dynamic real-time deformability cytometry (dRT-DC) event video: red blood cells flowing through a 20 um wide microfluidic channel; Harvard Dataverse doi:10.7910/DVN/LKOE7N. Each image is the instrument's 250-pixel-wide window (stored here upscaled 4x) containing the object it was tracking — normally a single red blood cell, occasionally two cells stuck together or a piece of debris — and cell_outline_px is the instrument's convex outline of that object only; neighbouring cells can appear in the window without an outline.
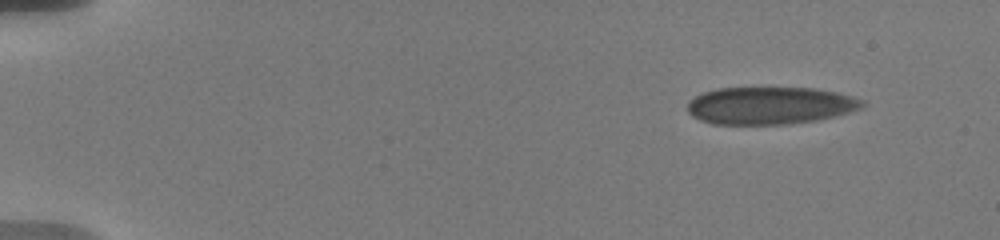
{"species": "human", "species_latin": "Homo sapiens", "temperature_condition": "warm", "stored_images_in_passage": 63, "camera_frame_rate_fps": 3000, "um_per_image_px": 0.085, "donor": {"sex": "male"}, "frame": {"image": 1, "passage_image": 1, "time_ms": 0.0, "image_size_px": [1000, 240], "cell_outline_px": [[868, 104], [860, 108], [848, 112], [816, 120], [788, 124], [712, 124], [700, 120], [692, 116], [688, 112], [688, 100], [704, 92], [716, 88], [816, 88], [836, 92], [852, 96], [864, 100]], "centroid_in_image_um": [65.44, 8.97], "position_along_channel_um": 19.6, "area_um2": 38.15}}
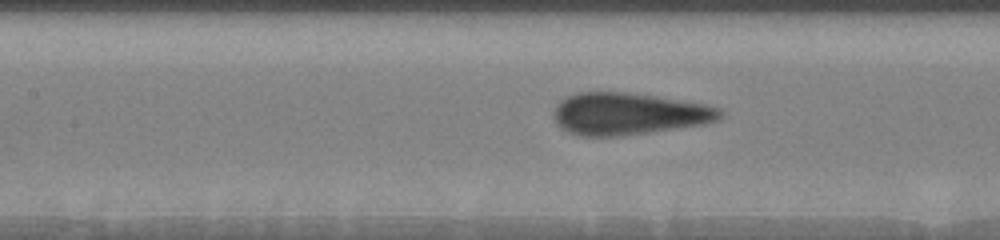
{"frame": {"image": 2, "passage_image": 27, "time_ms": 7.0, "image_size_px": [1000, 240], "cell_outline_px": [[724, 116], [720, 120], [704, 124], [620, 136], [580, 136], [568, 132], [556, 124], [552, 116], [552, 112], [556, 104], [560, 100], [568, 96], [580, 92], [628, 92], [656, 96], [704, 104], [720, 108], [724, 112]], "centroid_in_image_um": [53.41, 9.67], "position_along_channel_um": 154.0, "area_um2": 40.98}}
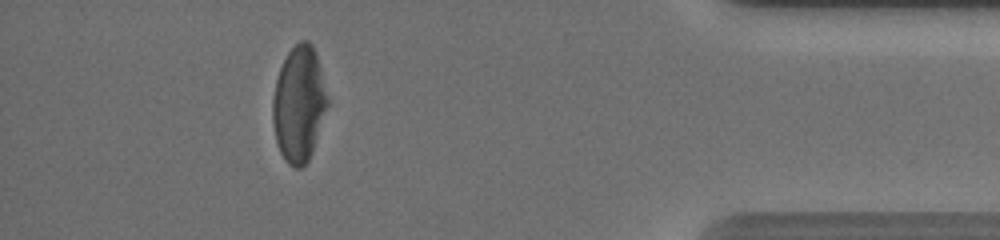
{"frame": {"image": 3, "passage_image": 56, "time_ms": 15.0, "image_size_px": [1000, 240], "cell_outline_px": [[328, 104], [312, 152], [308, 160], [300, 168], [296, 168], [288, 164], [280, 152], [276, 144], [272, 120], [272, 100], [276, 80], [280, 68], [288, 52], [300, 40], [308, 40], [312, 44], [316, 52], [328, 100]], "centroid_in_image_um": [25.39, 8.84], "position_along_channel_um": 409.8, "area_um2": 36.76}, "authors_computed_cell_mechanics": {"area_um2": 39.8242, "velocity_mm_per_s": 3.6702, "shape_relaxation_time_tau1_ms": 7.5782, "shape_relaxation_time_tau2_ms": null, "deformation_change_tau1": 0.1851, "deformation_change_tau2": null}}